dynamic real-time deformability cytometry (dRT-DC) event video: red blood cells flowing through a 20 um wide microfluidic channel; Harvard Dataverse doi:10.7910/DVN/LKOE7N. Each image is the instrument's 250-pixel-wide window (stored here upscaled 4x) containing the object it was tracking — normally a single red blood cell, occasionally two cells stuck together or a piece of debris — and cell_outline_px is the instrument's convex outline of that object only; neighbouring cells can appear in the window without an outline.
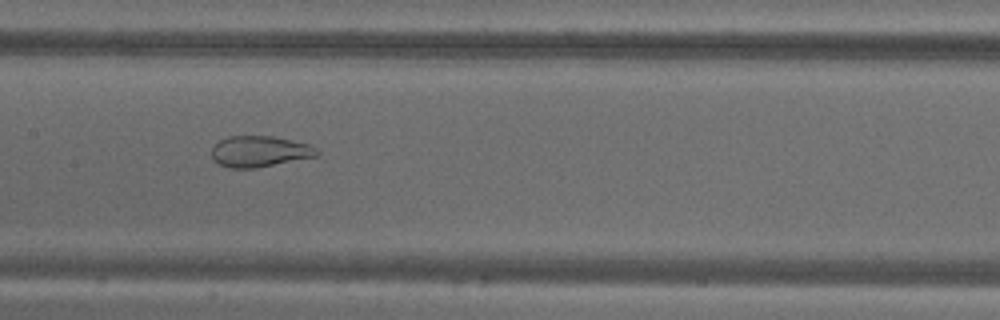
{"species": "common noctule bat (a hibernating species)", "species_latin": "Nyctalus noctula", "temperature_condition": "warm", "stored_images_in_passage": 31, "camera_frame_rate_fps": 3000, "um_per_image_px": 0.085, "animal": {"sex": "male", "body_mass_g": 18.8}, "frame": {"image": 1, "passage_image": 18, "time_ms": 5.667, "image_size_px": [1000, 320], "cell_outline_px": [[320, 156], [256, 168], [228, 168], [212, 160], [212, 148], [220, 140], [228, 136], [272, 136], [312, 144], [320, 152]], "centroid_in_image_um": [22.11, 12.88], "position_along_channel_um": 185.3, "area_um2": 19.31}}